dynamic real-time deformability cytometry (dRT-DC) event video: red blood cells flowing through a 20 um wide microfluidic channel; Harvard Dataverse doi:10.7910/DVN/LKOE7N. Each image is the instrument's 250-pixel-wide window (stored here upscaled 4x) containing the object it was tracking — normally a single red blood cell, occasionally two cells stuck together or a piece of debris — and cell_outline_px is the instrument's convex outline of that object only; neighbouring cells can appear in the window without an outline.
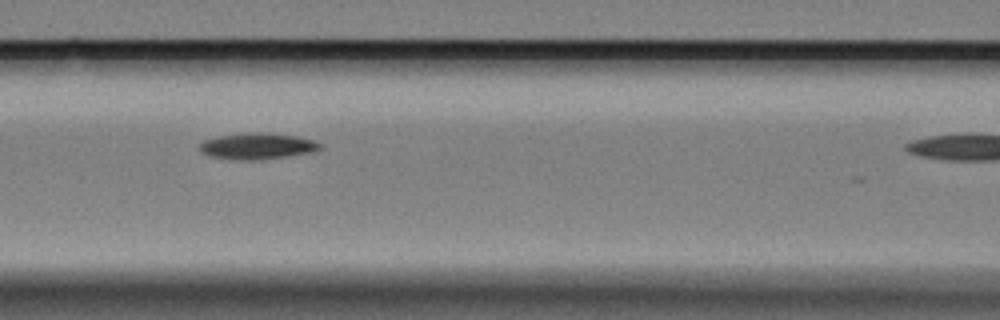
{"species": "Egyptian fruit bat (a non-hibernating species)", "species_latin": "Rousettus aegyptiacus", "temperature_condition": "cold", "stored_images_in_passage": 9, "segment_of_instrument_passage": [1, 2], "camera_frame_rate_fps": 3000, "um_per_image_px": 0.085, "animal": {"sex": "female"}, "frame": {"image": 1, "passage_image": 6, "time_ms": 1.667, "image_size_px": [1000, 320], "cell_outline_px": [[320, 148], [316, 152], [260, 160], [228, 160], [208, 156], [200, 152], [196, 148], [204, 140], [216, 136], [248, 132], [264, 132], [296, 136], [312, 140], [320, 144]], "centroid_in_image_um": [21.79, 12.43], "position_along_channel_um": 144.8, "area_um2": 18.84}}
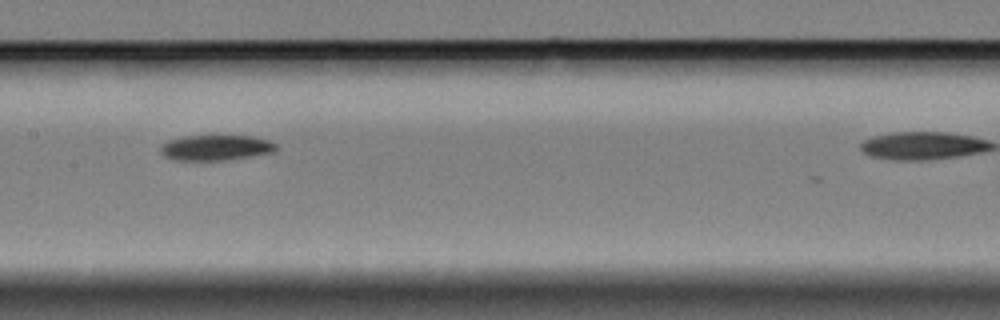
{"frame": {"image": 2, "passage_image": 7, "time_ms": 2.0, "image_size_px": [1000, 320], "cell_outline_px": [[280, 148], [276, 152], [224, 160], [176, 160], [164, 156], [160, 152], [160, 148], [168, 140], [180, 136], [252, 136], [268, 140], [276, 144]], "centroid_in_image_um": [18.37, 12.55], "position_along_channel_um": 189.0, "area_um2": 17.17}}
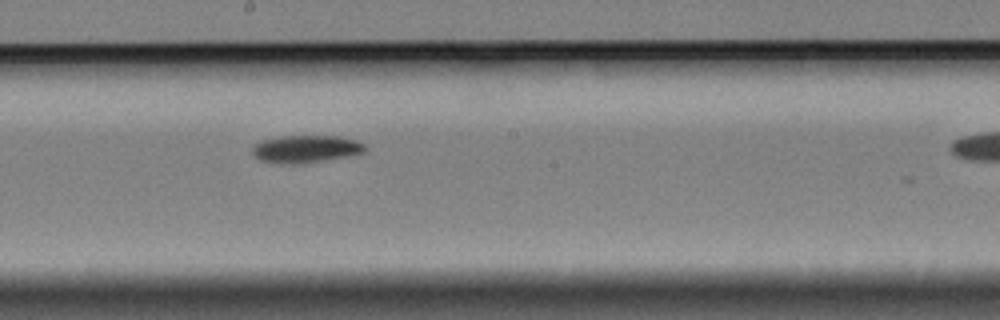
{"frame": {"image": 3, "passage_image": 8, "time_ms": 2.333, "image_size_px": [1000, 320], "cell_outline_px": [[368, 148], [364, 152], [344, 156], [292, 164], [260, 160], [252, 152], [252, 148], [260, 140], [280, 136], [340, 136], [356, 140], [364, 144]], "centroid_in_image_um": [25.99, 12.63], "position_along_channel_um": 222.2, "area_um2": 17.57}}